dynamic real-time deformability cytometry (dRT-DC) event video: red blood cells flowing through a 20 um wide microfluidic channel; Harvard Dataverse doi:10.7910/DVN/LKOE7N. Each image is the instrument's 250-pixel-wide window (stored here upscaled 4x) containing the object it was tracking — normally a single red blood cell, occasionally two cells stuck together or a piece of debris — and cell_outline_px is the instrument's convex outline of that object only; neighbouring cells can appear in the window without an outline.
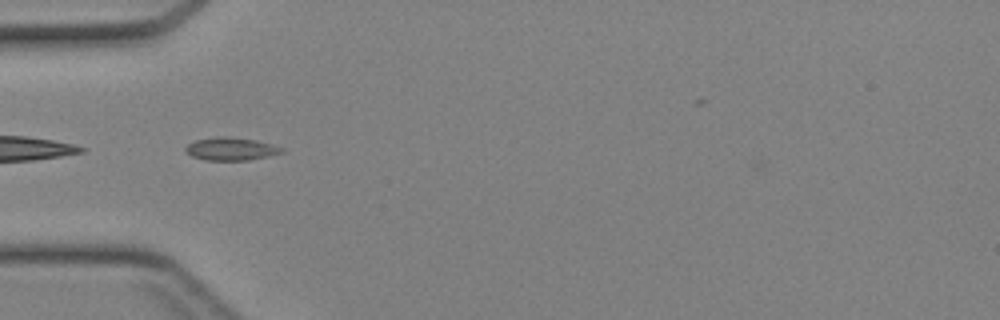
{"species": "Egyptian fruit bat (a non-hibernating species)", "species_latin": "Rousettus aegyptiacus", "temperature_condition": "cold", "stored_images_in_passage": 41, "segment_of_instrument_passage": [2, 2], "camera_frame_rate_fps": 3000, "um_per_image_px": 0.085, "animal": {"sex": "female"}, "frame": {"image": 1, "passage_image": 11, "time_ms": 3.333, "image_size_px": [1000, 320], "cell_outline_px": [[284, 152], [268, 156], [248, 160], [204, 160], [192, 156], [184, 152], [184, 148], [188, 144], [196, 140], [216, 136], [228, 136], [256, 140], [272, 144], [284, 148]], "centroid_in_image_um": [19.61, 12.65], "position_along_channel_um": 65.4, "area_um2": 12.95}}
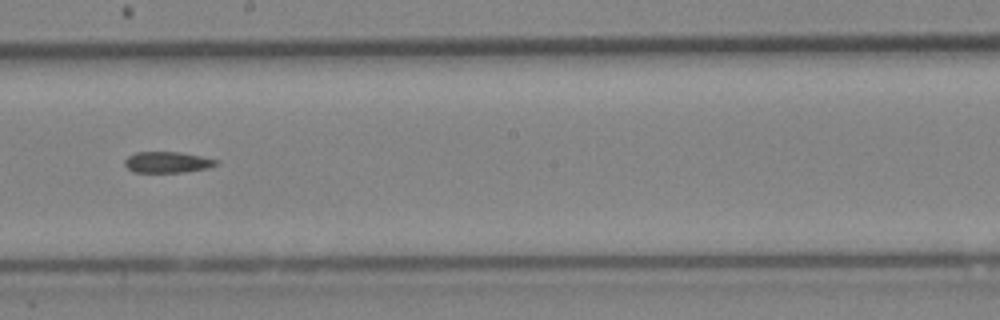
{"frame": {"image": 2, "passage_image": 22, "time_ms": 7.0, "image_size_px": [1000, 320], "cell_outline_px": [[220, 164], [208, 168], [184, 172], [132, 172], [124, 164], [124, 160], [128, 156], [136, 152], [180, 152], [220, 160]], "centroid_in_image_um": [14.25, 13.79], "position_along_channel_um": 233.9, "area_um2": 11.33}}
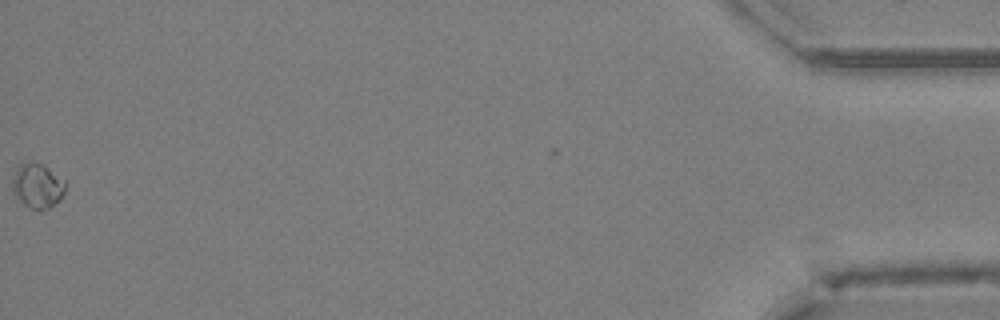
{"frame": {"image": 3, "passage_image": 41, "time_ms": 13.333, "image_size_px": [1000, 320], "cell_outline_px": [[64, 192], [60, 200], [48, 208], [40, 212], [24, 204], [12, 192], [12, 180], [16, 172], [24, 164], [44, 164], [64, 180]], "centroid_in_image_um": [3.2, 15.85], "position_along_channel_um": 432.0, "area_um2": 13.35}}